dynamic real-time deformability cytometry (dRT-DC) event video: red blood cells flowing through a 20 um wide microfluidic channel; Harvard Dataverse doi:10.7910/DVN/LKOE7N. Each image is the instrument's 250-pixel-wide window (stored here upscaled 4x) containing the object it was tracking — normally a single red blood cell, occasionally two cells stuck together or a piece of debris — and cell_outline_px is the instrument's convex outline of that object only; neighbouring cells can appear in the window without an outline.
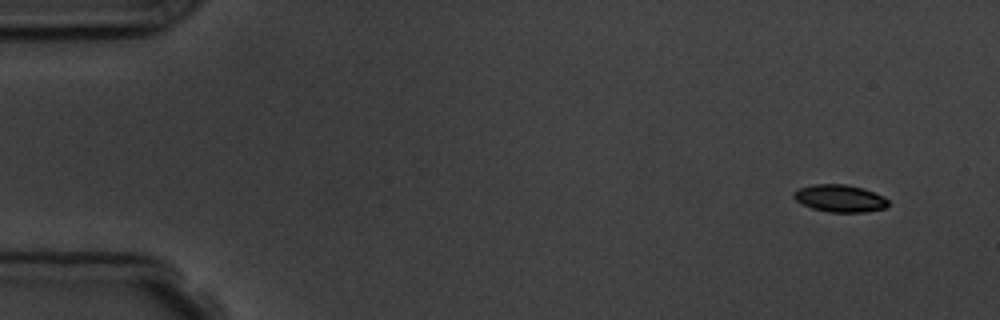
{"species": "common noctule bat (a hibernating species)", "species_latin": "Nyctalus noctula", "temperature_condition": "room temperature", "stored_images_in_passage": 5, "camera_frame_rate_fps": 3000, "um_per_image_px": 0.085, "animal": {"sex": "male", "body_mass_g": 19.5, "forearm_length_mm": 54.6}, "frame": {"image": 1, "passage_image": 1, "time_ms": 0.0, "image_size_px": [1000, 320], "cell_outline_px": [[888, 204], [884, 208], [864, 212], [828, 212], [812, 208], [796, 200], [792, 196], [792, 192], [800, 188], [812, 184], [844, 184], [860, 188], [884, 196], [888, 200]], "centroid_in_image_um": [71.35, 16.86], "position_along_channel_um": 13.6, "area_um2": 14.85}}
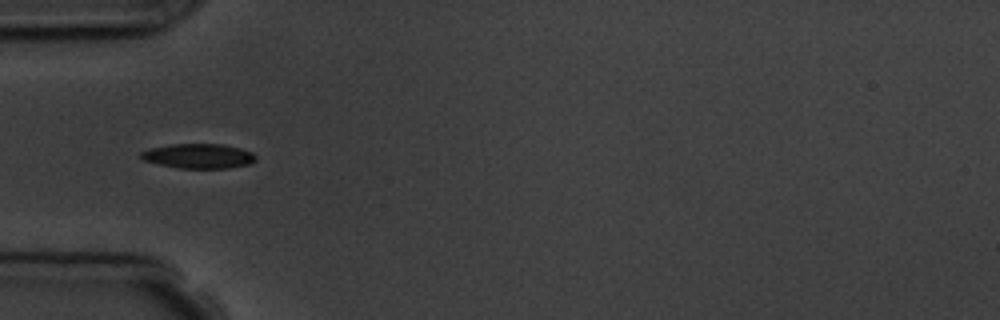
{"frame": {"image": 2, "passage_image": 5, "time_ms": 4.667, "image_size_px": [1000, 320], "cell_outline_px": [[256, 160], [248, 164], [228, 168], [180, 168], [160, 164], [144, 160], [140, 156], [140, 152], [152, 148], [168, 144], [224, 144], [240, 148], [252, 152], [256, 156]], "centroid_in_image_um": [16.9, 13.25], "position_along_channel_um": 68.1, "area_um2": 16.42}}